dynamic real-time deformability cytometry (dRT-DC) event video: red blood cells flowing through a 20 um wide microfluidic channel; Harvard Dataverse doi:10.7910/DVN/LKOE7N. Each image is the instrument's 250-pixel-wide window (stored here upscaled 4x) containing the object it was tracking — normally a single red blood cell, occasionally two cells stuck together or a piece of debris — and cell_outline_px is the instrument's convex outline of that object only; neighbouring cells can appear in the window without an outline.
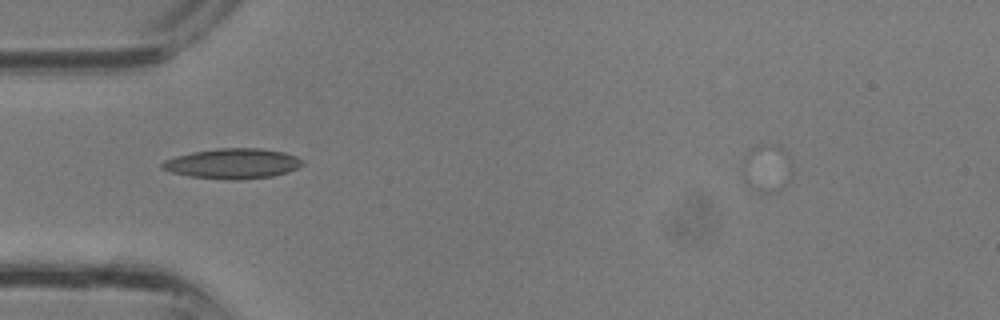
{"species": "common noctule bat (a hibernating species)", "species_latin": "Nyctalus noctula", "temperature_condition": "room temperature", "stored_images_in_passage": 31, "segment_of_instrument_passage": [2, 2], "camera_frame_rate_fps": 3000, "um_per_image_px": 0.085, "animal": {"sex": "male", "body_mass_g": 13.3}, "frame": {"image": 1, "passage_image": 7, "time_ms": 2.0, "image_size_px": [1000, 320], "cell_outline_px": [[304, 164], [288, 172], [272, 176], [240, 180], [236, 180], [188, 176], [172, 172], [160, 168], [160, 164], [164, 160], [176, 156], [192, 152], [216, 148], [260, 148], [284, 152], [296, 156], [304, 160]], "centroid_in_image_um": [19.78, 13.9], "position_along_channel_um": 65.2, "area_um2": 24.74}}
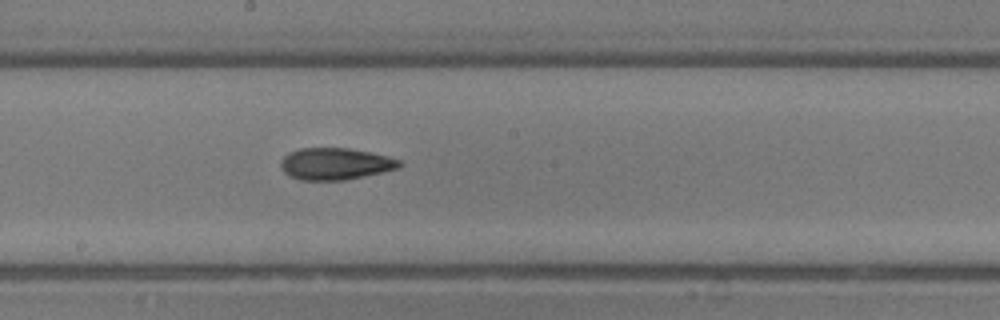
{"frame": {"image": 2, "passage_image": 15, "time_ms": 4.667, "image_size_px": [1000, 320], "cell_outline_px": [[400, 168], [384, 172], [344, 180], [300, 180], [284, 172], [280, 168], [280, 160], [288, 152], [300, 148], [348, 148], [388, 156], [400, 160]], "centroid_in_image_um": [28.48, 13.92], "position_along_channel_um": 219.7, "area_um2": 22.02}}
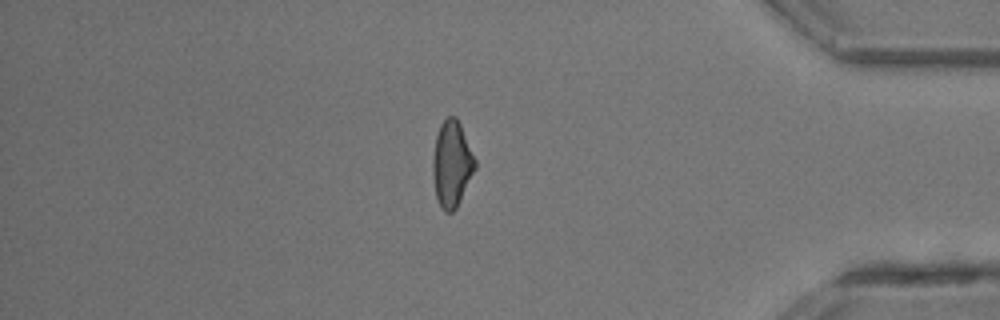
{"frame": {"image": 3, "passage_image": 26, "time_ms": 8.333, "image_size_px": [1000, 320], "cell_outline_px": [[476, 168], [456, 208], [452, 212], [444, 212], [440, 208], [436, 196], [432, 176], [432, 160], [436, 136], [440, 124], [448, 116], [456, 116], [460, 124], [476, 160]], "centroid_in_image_um": [38.39, 13.95], "position_along_channel_um": 396.8, "area_um2": 21.21}}